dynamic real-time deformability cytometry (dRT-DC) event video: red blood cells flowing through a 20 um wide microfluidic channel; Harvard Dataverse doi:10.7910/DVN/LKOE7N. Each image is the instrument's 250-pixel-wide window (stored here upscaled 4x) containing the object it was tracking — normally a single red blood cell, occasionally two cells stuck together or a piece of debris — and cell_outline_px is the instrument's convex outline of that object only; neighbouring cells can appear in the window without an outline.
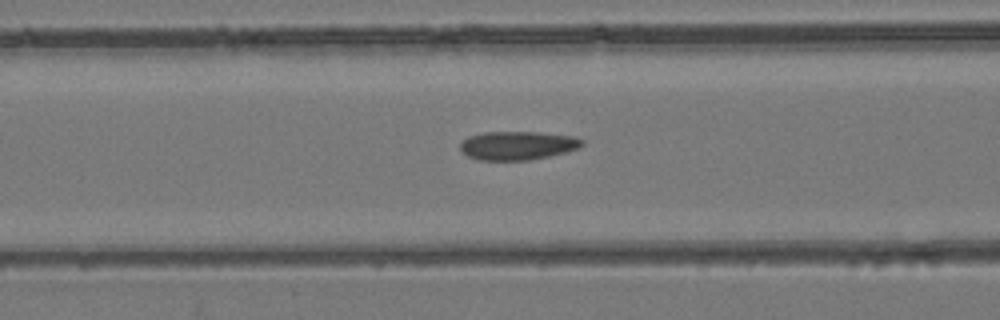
{"species": "common noctule bat (a hibernating species)", "species_latin": "Nyctalus noctula", "temperature_condition": "room temperature", "stored_images_in_passage": 29, "camera_frame_rate_fps": 3000, "um_per_image_px": 0.085, "animal": {"sex": "female", "body_mass_g": 24.6, "forearm_length_mm": 56.2}, "frame": {"image": 1, "passage_image": 7, "time_ms": 2.0, "image_size_px": [1000, 320], "cell_outline_px": [[584, 144], [580, 148], [548, 156], [528, 160], [480, 160], [468, 156], [460, 148], [460, 144], [468, 136], [484, 132], [540, 132], [576, 136], [584, 140]], "centroid_in_image_um": [44.03, 12.35], "position_along_channel_um": 122.6, "area_um2": 20.35}}
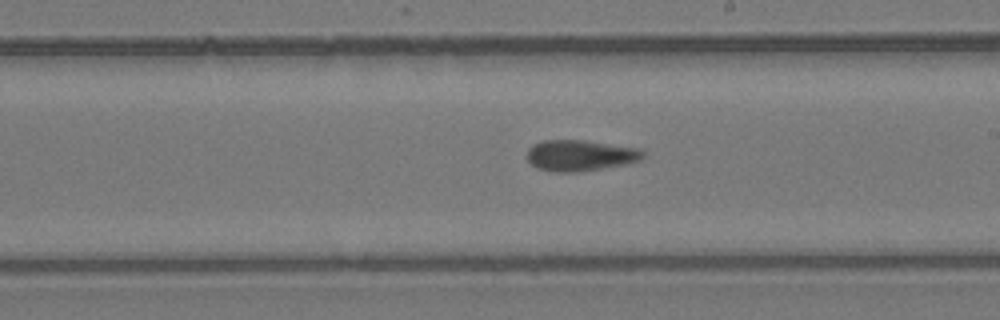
{"frame": {"image": 2, "passage_image": 16, "time_ms": 5.0, "image_size_px": [1000, 320], "cell_outline_px": [[644, 156], [640, 160], [628, 164], [576, 172], [552, 172], [536, 168], [528, 160], [528, 148], [532, 144], [540, 140], [584, 140], [636, 148], [644, 152]], "centroid_in_image_um": [49.28, 13.21], "position_along_channel_um": 239.7, "area_um2": 20.98}}
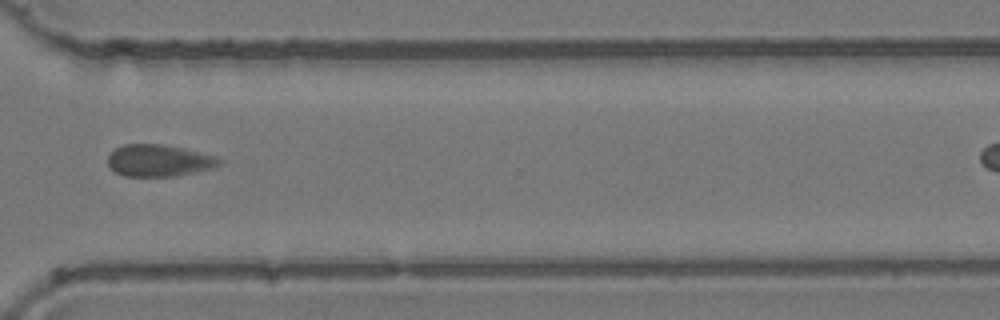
{"frame": {"image": 3, "passage_image": 25, "time_ms": 8.0, "image_size_px": [1000, 320], "cell_outline_px": [[224, 164], [212, 168], [196, 172], [176, 176], [124, 176], [116, 172], [108, 164], [108, 156], [116, 148], [124, 144], [164, 144], [184, 148], [216, 156], [224, 160]], "centroid_in_image_um": [13.57, 13.64], "position_along_channel_um": 357.0, "area_um2": 20.87}}